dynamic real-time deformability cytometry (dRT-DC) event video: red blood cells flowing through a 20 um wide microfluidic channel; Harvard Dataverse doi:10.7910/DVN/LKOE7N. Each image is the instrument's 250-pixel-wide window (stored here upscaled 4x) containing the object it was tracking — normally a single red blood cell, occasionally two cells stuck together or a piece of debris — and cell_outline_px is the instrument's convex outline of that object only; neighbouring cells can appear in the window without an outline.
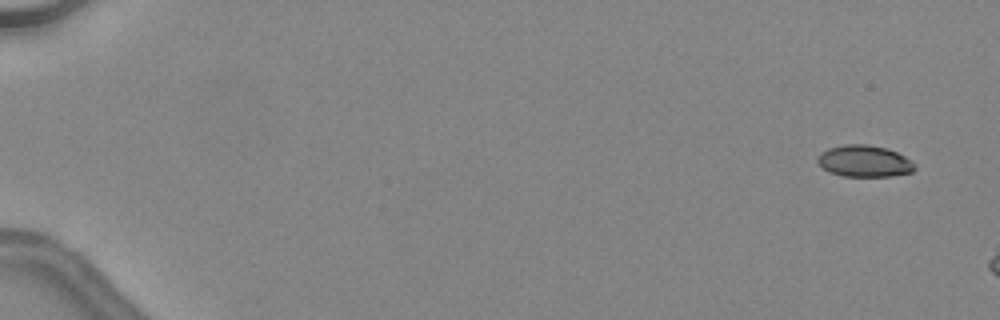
{"species": "common noctule bat (a hibernating species)", "species_latin": "Nyctalus noctula", "temperature_condition": "warm", "stored_images_in_passage": 9, "camera_frame_rate_fps": 3000, "um_per_image_px": 0.085, "animal": {"sex": "female", "body_mass_g": 24.6, "forearm_length_mm": 56.2}, "frame": {"image": 1, "passage_image": 3, "time_ms": 0.667, "image_size_px": [1000, 320], "cell_outline_px": [[916, 168], [912, 172], [892, 176], [840, 176], [828, 172], [816, 160], [816, 156], [820, 152], [828, 148], [844, 144], [868, 144], [884, 148], [896, 152], [912, 160], [916, 164]], "centroid_in_image_um": [73.45, 13.7], "position_along_channel_um": 11.5, "area_um2": 18.09}}